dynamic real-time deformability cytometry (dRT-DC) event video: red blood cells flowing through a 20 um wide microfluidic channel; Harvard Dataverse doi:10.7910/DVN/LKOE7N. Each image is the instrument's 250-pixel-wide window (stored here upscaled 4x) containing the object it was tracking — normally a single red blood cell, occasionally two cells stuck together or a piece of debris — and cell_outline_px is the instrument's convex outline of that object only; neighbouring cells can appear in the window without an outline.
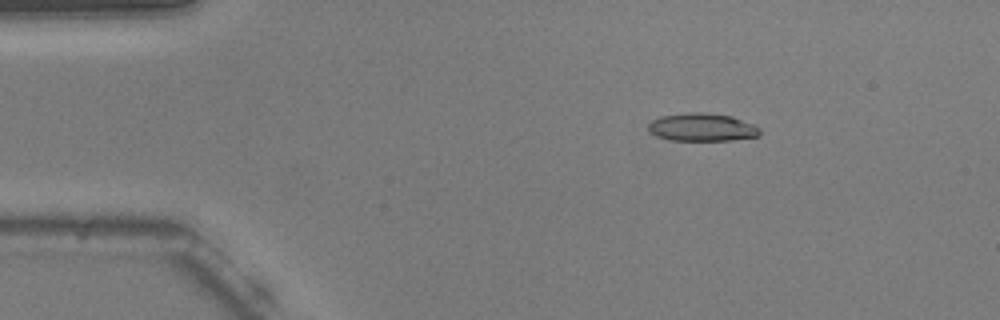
{"species": "common noctule bat (a hibernating species)", "species_latin": "Nyctalus noctula", "temperature_condition": "warm", "stored_images_in_passage": 49, "camera_frame_rate_fps": 3000, "um_per_image_px": 0.085, "animal": {"sex": "male", "body_mass_g": 20.5, "forearm_length_mm": 52.5}, "frame": {"image": 1, "passage_image": 8, "time_ms": 2.333, "image_size_px": [1000, 320], "cell_outline_px": [[760, 136], [732, 140], [668, 140], [656, 136], [648, 128], [648, 124], [652, 120], [660, 116], [688, 112], [704, 112], [732, 116], [756, 124], [760, 128]], "centroid_in_image_um": [59.71, 10.81], "position_along_channel_um": 25.3, "area_um2": 18.38}}
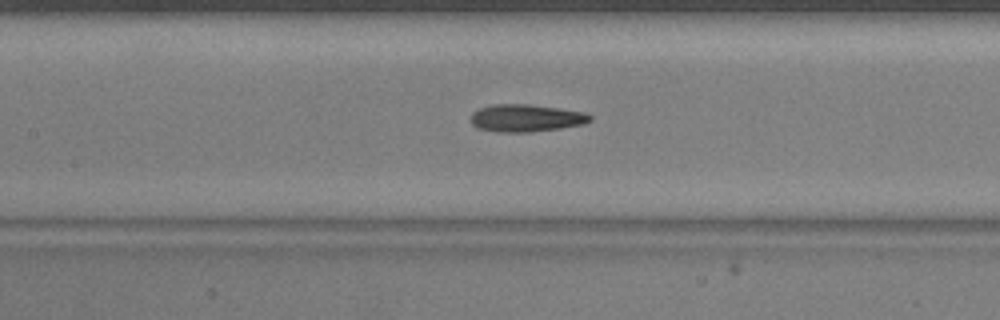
{"frame": {"image": 2, "passage_image": 24, "time_ms": 7.667, "image_size_px": [1000, 320], "cell_outline_px": [[592, 120], [584, 124], [560, 128], [528, 132], [496, 132], [476, 128], [472, 124], [472, 112], [480, 108], [492, 104], [528, 104], [560, 108], [584, 112], [592, 116]], "centroid_in_image_um": [44.71, 10.03], "position_along_channel_um": 162.7, "area_um2": 19.13}}
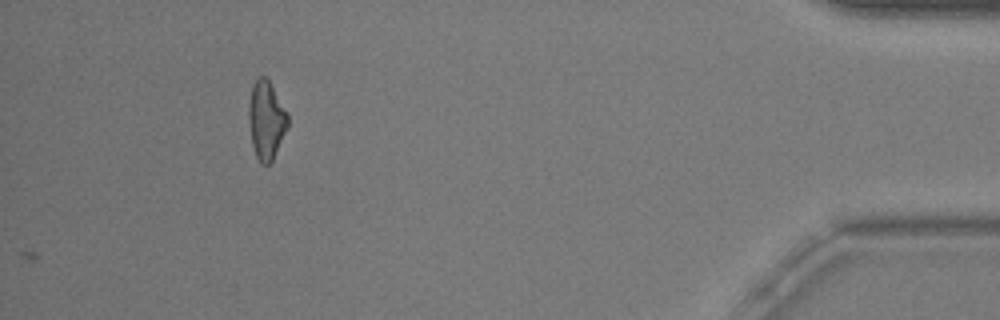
{"frame": {"image": 3, "passage_image": 49, "time_ms": 16.0, "image_size_px": [1000, 320], "cell_outline_px": [[288, 128], [272, 160], [268, 164], [260, 164], [256, 156], [252, 144], [248, 120], [248, 104], [252, 84], [260, 76], [264, 76], [268, 80], [288, 116]], "centroid_in_image_um": [22.6, 10.23], "position_along_channel_um": 412.6, "area_um2": 17.63}, "authors_computed_cell_mechanics": {"area_um2": 18.207, "velocity_mm_per_s": 3.7575, "shape_relaxation_time_tau1_ms": null, "shape_relaxation_time_tau2_ms": 3.0711, "deformation_change_tau1": null, "deformation_change_tau2": 0.1317}}